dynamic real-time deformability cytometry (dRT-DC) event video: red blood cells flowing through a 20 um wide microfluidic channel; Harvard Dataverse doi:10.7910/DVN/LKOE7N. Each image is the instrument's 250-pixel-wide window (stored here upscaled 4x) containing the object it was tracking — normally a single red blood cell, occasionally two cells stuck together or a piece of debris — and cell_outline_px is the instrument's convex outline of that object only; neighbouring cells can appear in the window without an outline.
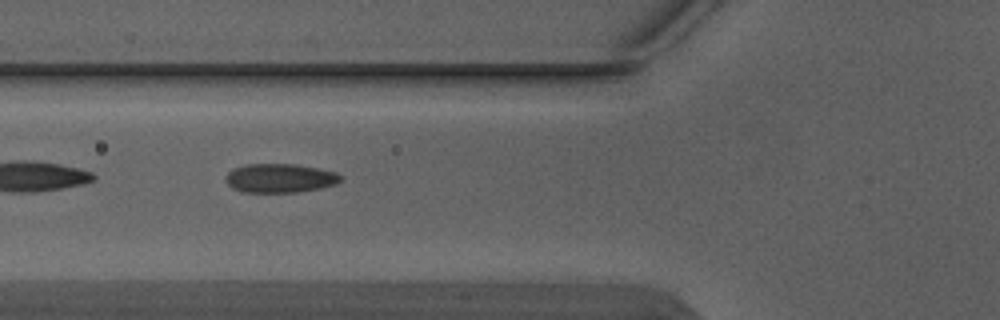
{"species": "Egyptian fruit bat (a non-hibernating species)", "species_latin": "Rousettus aegyptiacus", "temperature_condition": "warm", "stored_images_in_passage": 6, "camera_frame_rate_fps": 3000, "um_per_image_px": 0.085, "animal": {"sex": "male"}, "frame": {"image": 1, "passage_image": 5, "time_ms": 1.333, "image_size_px": [1000, 320], "cell_outline_px": [[340, 180], [336, 184], [320, 188], [296, 192], [240, 192], [232, 188], [224, 180], [224, 176], [232, 168], [248, 164], [292, 164], [316, 168], [336, 172], [340, 176]], "centroid_in_image_um": [23.72, 15.14], "position_along_channel_um": 102.1, "area_um2": 19.36}}